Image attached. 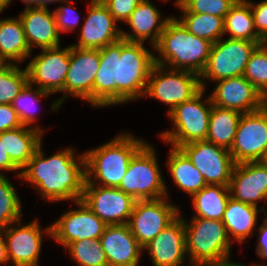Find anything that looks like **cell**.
I'll use <instances>...</instances> for the list:
<instances>
[{
	"instance_id": "1",
	"label": "cell",
	"mask_w": 267,
	"mask_h": 266,
	"mask_svg": "<svg viewBox=\"0 0 267 266\" xmlns=\"http://www.w3.org/2000/svg\"><path fill=\"white\" fill-rule=\"evenodd\" d=\"M94 81V106L123 104L144 97L155 55L142 42L125 39L99 49Z\"/></svg>"
},
{
	"instance_id": "2",
	"label": "cell",
	"mask_w": 267,
	"mask_h": 266,
	"mask_svg": "<svg viewBox=\"0 0 267 266\" xmlns=\"http://www.w3.org/2000/svg\"><path fill=\"white\" fill-rule=\"evenodd\" d=\"M42 143L17 175L34 185L47 201L81 200L86 182L85 154L74 157L73 148H66L44 158ZM78 161V162H77Z\"/></svg>"
},
{
	"instance_id": "3",
	"label": "cell",
	"mask_w": 267,
	"mask_h": 266,
	"mask_svg": "<svg viewBox=\"0 0 267 266\" xmlns=\"http://www.w3.org/2000/svg\"><path fill=\"white\" fill-rule=\"evenodd\" d=\"M213 43L187 31L176 17H169L154 49L155 64L172 69L187 70L199 76L204 71ZM161 57V58H160ZM168 63V64H167Z\"/></svg>"
},
{
	"instance_id": "4",
	"label": "cell",
	"mask_w": 267,
	"mask_h": 266,
	"mask_svg": "<svg viewBox=\"0 0 267 266\" xmlns=\"http://www.w3.org/2000/svg\"><path fill=\"white\" fill-rule=\"evenodd\" d=\"M146 141L122 134L110 142L85 152L86 182L85 184L101 187L117 188L126 174L133 155ZM95 180V181H94Z\"/></svg>"
},
{
	"instance_id": "5",
	"label": "cell",
	"mask_w": 267,
	"mask_h": 266,
	"mask_svg": "<svg viewBox=\"0 0 267 266\" xmlns=\"http://www.w3.org/2000/svg\"><path fill=\"white\" fill-rule=\"evenodd\" d=\"M186 253L192 266H200L229 259L231 240L220 220L193 218L185 222Z\"/></svg>"
},
{
	"instance_id": "6",
	"label": "cell",
	"mask_w": 267,
	"mask_h": 266,
	"mask_svg": "<svg viewBox=\"0 0 267 266\" xmlns=\"http://www.w3.org/2000/svg\"><path fill=\"white\" fill-rule=\"evenodd\" d=\"M204 91L205 89L201 88L193 97L168 113L175 128L161 133L160 137L166 143H171L172 147L179 148L184 144L206 140L212 100L209 96L206 102L201 101Z\"/></svg>"
},
{
	"instance_id": "7",
	"label": "cell",
	"mask_w": 267,
	"mask_h": 266,
	"mask_svg": "<svg viewBox=\"0 0 267 266\" xmlns=\"http://www.w3.org/2000/svg\"><path fill=\"white\" fill-rule=\"evenodd\" d=\"M154 148L145 143L132 157L126 174L117 187L135 200H155L167 197Z\"/></svg>"
},
{
	"instance_id": "8",
	"label": "cell",
	"mask_w": 267,
	"mask_h": 266,
	"mask_svg": "<svg viewBox=\"0 0 267 266\" xmlns=\"http://www.w3.org/2000/svg\"><path fill=\"white\" fill-rule=\"evenodd\" d=\"M264 41H247L239 39H219L212 45L209 59L201 73L200 85L205 89L204 81L244 76L246 65L255 48Z\"/></svg>"
},
{
	"instance_id": "9",
	"label": "cell",
	"mask_w": 267,
	"mask_h": 266,
	"mask_svg": "<svg viewBox=\"0 0 267 266\" xmlns=\"http://www.w3.org/2000/svg\"><path fill=\"white\" fill-rule=\"evenodd\" d=\"M155 64L150 72L144 96H150L170 106L168 113L177 105L189 100L200 89V77L197 73L169 69ZM166 71V72H165Z\"/></svg>"
},
{
	"instance_id": "10",
	"label": "cell",
	"mask_w": 267,
	"mask_h": 266,
	"mask_svg": "<svg viewBox=\"0 0 267 266\" xmlns=\"http://www.w3.org/2000/svg\"><path fill=\"white\" fill-rule=\"evenodd\" d=\"M235 164L264 161L267 156V104L243 113L229 149Z\"/></svg>"
},
{
	"instance_id": "11",
	"label": "cell",
	"mask_w": 267,
	"mask_h": 266,
	"mask_svg": "<svg viewBox=\"0 0 267 266\" xmlns=\"http://www.w3.org/2000/svg\"><path fill=\"white\" fill-rule=\"evenodd\" d=\"M179 149L204 177L207 185L229 186L235 162L228 149L209 141H195Z\"/></svg>"
},
{
	"instance_id": "12",
	"label": "cell",
	"mask_w": 267,
	"mask_h": 266,
	"mask_svg": "<svg viewBox=\"0 0 267 266\" xmlns=\"http://www.w3.org/2000/svg\"><path fill=\"white\" fill-rule=\"evenodd\" d=\"M100 67L99 49L71 46L70 64L64 83V97L52 103L51 109L60 107L65 97L72 95L94 106V81Z\"/></svg>"
},
{
	"instance_id": "13",
	"label": "cell",
	"mask_w": 267,
	"mask_h": 266,
	"mask_svg": "<svg viewBox=\"0 0 267 266\" xmlns=\"http://www.w3.org/2000/svg\"><path fill=\"white\" fill-rule=\"evenodd\" d=\"M136 200L128 225L132 235L145 247L180 214L177 206L165 200Z\"/></svg>"
},
{
	"instance_id": "14",
	"label": "cell",
	"mask_w": 267,
	"mask_h": 266,
	"mask_svg": "<svg viewBox=\"0 0 267 266\" xmlns=\"http://www.w3.org/2000/svg\"><path fill=\"white\" fill-rule=\"evenodd\" d=\"M75 203L80 209L65 212L58 221L43 231L64 247L73 241L99 240L107 227V224L92 212L82 200Z\"/></svg>"
},
{
	"instance_id": "15",
	"label": "cell",
	"mask_w": 267,
	"mask_h": 266,
	"mask_svg": "<svg viewBox=\"0 0 267 266\" xmlns=\"http://www.w3.org/2000/svg\"><path fill=\"white\" fill-rule=\"evenodd\" d=\"M81 200L107 225L128 224L136 200L119 188L85 184Z\"/></svg>"
},
{
	"instance_id": "16",
	"label": "cell",
	"mask_w": 267,
	"mask_h": 266,
	"mask_svg": "<svg viewBox=\"0 0 267 266\" xmlns=\"http://www.w3.org/2000/svg\"><path fill=\"white\" fill-rule=\"evenodd\" d=\"M42 53L30 61L26 69L31 85H38L49 93L64 92V83L70 64L71 46L42 49Z\"/></svg>"
},
{
	"instance_id": "17",
	"label": "cell",
	"mask_w": 267,
	"mask_h": 266,
	"mask_svg": "<svg viewBox=\"0 0 267 266\" xmlns=\"http://www.w3.org/2000/svg\"><path fill=\"white\" fill-rule=\"evenodd\" d=\"M87 10L88 16L81 28L79 43L72 46L102 49L122 39V31L116 26L117 21L101 0H91Z\"/></svg>"
},
{
	"instance_id": "18",
	"label": "cell",
	"mask_w": 267,
	"mask_h": 266,
	"mask_svg": "<svg viewBox=\"0 0 267 266\" xmlns=\"http://www.w3.org/2000/svg\"><path fill=\"white\" fill-rule=\"evenodd\" d=\"M229 192L233 200L257 207V202L264 199L267 205V163L256 161L235 164Z\"/></svg>"
},
{
	"instance_id": "19",
	"label": "cell",
	"mask_w": 267,
	"mask_h": 266,
	"mask_svg": "<svg viewBox=\"0 0 267 266\" xmlns=\"http://www.w3.org/2000/svg\"><path fill=\"white\" fill-rule=\"evenodd\" d=\"M210 95L212 104L221 108L249 113L261 109L267 100L244 76L217 81Z\"/></svg>"
},
{
	"instance_id": "20",
	"label": "cell",
	"mask_w": 267,
	"mask_h": 266,
	"mask_svg": "<svg viewBox=\"0 0 267 266\" xmlns=\"http://www.w3.org/2000/svg\"><path fill=\"white\" fill-rule=\"evenodd\" d=\"M2 228L8 259L15 266H37L42 245V232L37 220L30 224Z\"/></svg>"
},
{
	"instance_id": "21",
	"label": "cell",
	"mask_w": 267,
	"mask_h": 266,
	"mask_svg": "<svg viewBox=\"0 0 267 266\" xmlns=\"http://www.w3.org/2000/svg\"><path fill=\"white\" fill-rule=\"evenodd\" d=\"M145 249L149 251L154 266H182L186 254L184 219L179 215L143 247Z\"/></svg>"
},
{
	"instance_id": "22",
	"label": "cell",
	"mask_w": 267,
	"mask_h": 266,
	"mask_svg": "<svg viewBox=\"0 0 267 266\" xmlns=\"http://www.w3.org/2000/svg\"><path fill=\"white\" fill-rule=\"evenodd\" d=\"M108 266H138L143 247L128 224L107 225L100 236Z\"/></svg>"
},
{
	"instance_id": "23",
	"label": "cell",
	"mask_w": 267,
	"mask_h": 266,
	"mask_svg": "<svg viewBox=\"0 0 267 266\" xmlns=\"http://www.w3.org/2000/svg\"><path fill=\"white\" fill-rule=\"evenodd\" d=\"M26 42L42 49L60 46V35L57 29L54 11L48 7H26L19 15Z\"/></svg>"
},
{
	"instance_id": "24",
	"label": "cell",
	"mask_w": 267,
	"mask_h": 266,
	"mask_svg": "<svg viewBox=\"0 0 267 266\" xmlns=\"http://www.w3.org/2000/svg\"><path fill=\"white\" fill-rule=\"evenodd\" d=\"M168 20V17L160 20V12L156 6L149 0H142L125 22L131 26L132 32L122 31V39L144 43L150 37L151 44L155 46Z\"/></svg>"
},
{
	"instance_id": "25",
	"label": "cell",
	"mask_w": 267,
	"mask_h": 266,
	"mask_svg": "<svg viewBox=\"0 0 267 266\" xmlns=\"http://www.w3.org/2000/svg\"><path fill=\"white\" fill-rule=\"evenodd\" d=\"M43 129L40 127L22 126L0 133L5 152L9 154L12 162L22 170L41 144Z\"/></svg>"
},
{
	"instance_id": "26",
	"label": "cell",
	"mask_w": 267,
	"mask_h": 266,
	"mask_svg": "<svg viewBox=\"0 0 267 266\" xmlns=\"http://www.w3.org/2000/svg\"><path fill=\"white\" fill-rule=\"evenodd\" d=\"M20 18L0 20V63L22 62L31 56ZM9 60V61H8ZM8 61V62H7Z\"/></svg>"
},
{
	"instance_id": "27",
	"label": "cell",
	"mask_w": 267,
	"mask_h": 266,
	"mask_svg": "<svg viewBox=\"0 0 267 266\" xmlns=\"http://www.w3.org/2000/svg\"><path fill=\"white\" fill-rule=\"evenodd\" d=\"M258 208L243 202L229 198L222 217V222L227 230L229 238L231 235L236 241L242 243L246 237L253 235V228L258 219Z\"/></svg>"
},
{
	"instance_id": "28",
	"label": "cell",
	"mask_w": 267,
	"mask_h": 266,
	"mask_svg": "<svg viewBox=\"0 0 267 266\" xmlns=\"http://www.w3.org/2000/svg\"><path fill=\"white\" fill-rule=\"evenodd\" d=\"M242 113L212 104L206 141L230 149L237 131Z\"/></svg>"
},
{
	"instance_id": "29",
	"label": "cell",
	"mask_w": 267,
	"mask_h": 266,
	"mask_svg": "<svg viewBox=\"0 0 267 266\" xmlns=\"http://www.w3.org/2000/svg\"><path fill=\"white\" fill-rule=\"evenodd\" d=\"M167 160V166L175 184L192 196L204 188L207 183L198 169L179 149L172 147Z\"/></svg>"
},
{
	"instance_id": "30",
	"label": "cell",
	"mask_w": 267,
	"mask_h": 266,
	"mask_svg": "<svg viewBox=\"0 0 267 266\" xmlns=\"http://www.w3.org/2000/svg\"><path fill=\"white\" fill-rule=\"evenodd\" d=\"M191 197L196 210L193 218L222 221L226 204L230 198L229 186L206 185Z\"/></svg>"
},
{
	"instance_id": "31",
	"label": "cell",
	"mask_w": 267,
	"mask_h": 266,
	"mask_svg": "<svg viewBox=\"0 0 267 266\" xmlns=\"http://www.w3.org/2000/svg\"><path fill=\"white\" fill-rule=\"evenodd\" d=\"M230 33L231 39L263 41L254 30L253 15L249 1L237 0L224 17V35Z\"/></svg>"
},
{
	"instance_id": "32",
	"label": "cell",
	"mask_w": 267,
	"mask_h": 266,
	"mask_svg": "<svg viewBox=\"0 0 267 266\" xmlns=\"http://www.w3.org/2000/svg\"><path fill=\"white\" fill-rule=\"evenodd\" d=\"M178 20L188 32L213 44L224 35V19L219 16L200 13H183Z\"/></svg>"
},
{
	"instance_id": "33",
	"label": "cell",
	"mask_w": 267,
	"mask_h": 266,
	"mask_svg": "<svg viewBox=\"0 0 267 266\" xmlns=\"http://www.w3.org/2000/svg\"><path fill=\"white\" fill-rule=\"evenodd\" d=\"M28 82L27 69L19 68L16 63H1L0 104H11Z\"/></svg>"
},
{
	"instance_id": "34",
	"label": "cell",
	"mask_w": 267,
	"mask_h": 266,
	"mask_svg": "<svg viewBox=\"0 0 267 266\" xmlns=\"http://www.w3.org/2000/svg\"><path fill=\"white\" fill-rule=\"evenodd\" d=\"M79 266H108L100 240L73 241L66 246Z\"/></svg>"
},
{
	"instance_id": "35",
	"label": "cell",
	"mask_w": 267,
	"mask_h": 266,
	"mask_svg": "<svg viewBox=\"0 0 267 266\" xmlns=\"http://www.w3.org/2000/svg\"><path fill=\"white\" fill-rule=\"evenodd\" d=\"M17 195L7 177L0 175V229L21 222V204Z\"/></svg>"
},
{
	"instance_id": "36",
	"label": "cell",
	"mask_w": 267,
	"mask_h": 266,
	"mask_svg": "<svg viewBox=\"0 0 267 266\" xmlns=\"http://www.w3.org/2000/svg\"><path fill=\"white\" fill-rule=\"evenodd\" d=\"M244 77L267 100V43L255 48L246 65Z\"/></svg>"
},
{
	"instance_id": "37",
	"label": "cell",
	"mask_w": 267,
	"mask_h": 266,
	"mask_svg": "<svg viewBox=\"0 0 267 266\" xmlns=\"http://www.w3.org/2000/svg\"><path fill=\"white\" fill-rule=\"evenodd\" d=\"M51 94L52 93L44 91L40 88L33 90L32 85L29 82L24 86V88L11 103L12 108L16 111L23 126H30L31 128V124L37 120L35 118V114L32 112L36 102H38L41 97H48Z\"/></svg>"
},
{
	"instance_id": "38",
	"label": "cell",
	"mask_w": 267,
	"mask_h": 266,
	"mask_svg": "<svg viewBox=\"0 0 267 266\" xmlns=\"http://www.w3.org/2000/svg\"><path fill=\"white\" fill-rule=\"evenodd\" d=\"M237 0H188L180 6L182 13H200L224 17Z\"/></svg>"
},
{
	"instance_id": "39",
	"label": "cell",
	"mask_w": 267,
	"mask_h": 266,
	"mask_svg": "<svg viewBox=\"0 0 267 266\" xmlns=\"http://www.w3.org/2000/svg\"><path fill=\"white\" fill-rule=\"evenodd\" d=\"M142 0H101L117 22L124 23Z\"/></svg>"
},
{
	"instance_id": "40",
	"label": "cell",
	"mask_w": 267,
	"mask_h": 266,
	"mask_svg": "<svg viewBox=\"0 0 267 266\" xmlns=\"http://www.w3.org/2000/svg\"><path fill=\"white\" fill-rule=\"evenodd\" d=\"M61 2H63V4L66 3V6H61L54 10L59 34L60 31L66 32L74 30L75 26L79 22V13L76 12L72 7L67 6L71 5L70 2L68 0H62ZM75 14H77V16Z\"/></svg>"
},
{
	"instance_id": "41",
	"label": "cell",
	"mask_w": 267,
	"mask_h": 266,
	"mask_svg": "<svg viewBox=\"0 0 267 266\" xmlns=\"http://www.w3.org/2000/svg\"><path fill=\"white\" fill-rule=\"evenodd\" d=\"M249 3L253 15L254 29L257 35L265 41L267 39V0L256 5L252 2Z\"/></svg>"
},
{
	"instance_id": "42",
	"label": "cell",
	"mask_w": 267,
	"mask_h": 266,
	"mask_svg": "<svg viewBox=\"0 0 267 266\" xmlns=\"http://www.w3.org/2000/svg\"><path fill=\"white\" fill-rule=\"evenodd\" d=\"M22 123L11 104H0V133L22 127Z\"/></svg>"
},
{
	"instance_id": "43",
	"label": "cell",
	"mask_w": 267,
	"mask_h": 266,
	"mask_svg": "<svg viewBox=\"0 0 267 266\" xmlns=\"http://www.w3.org/2000/svg\"><path fill=\"white\" fill-rule=\"evenodd\" d=\"M260 207V212H264L265 219H263V224L260 225L258 232L260 236L258 237L259 242L256 247V253L263 259L267 258V214L265 209Z\"/></svg>"
},
{
	"instance_id": "44",
	"label": "cell",
	"mask_w": 267,
	"mask_h": 266,
	"mask_svg": "<svg viewBox=\"0 0 267 266\" xmlns=\"http://www.w3.org/2000/svg\"><path fill=\"white\" fill-rule=\"evenodd\" d=\"M1 170L7 171H16L20 170L11 160L8 153L5 152V148L3 147V140H0V172ZM0 175H4L0 173Z\"/></svg>"
},
{
	"instance_id": "45",
	"label": "cell",
	"mask_w": 267,
	"mask_h": 266,
	"mask_svg": "<svg viewBox=\"0 0 267 266\" xmlns=\"http://www.w3.org/2000/svg\"><path fill=\"white\" fill-rule=\"evenodd\" d=\"M8 261L7 245L0 229V264L7 263Z\"/></svg>"
},
{
	"instance_id": "46",
	"label": "cell",
	"mask_w": 267,
	"mask_h": 266,
	"mask_svg": "<svg viewBox=\"0 0 267 266\" xmlns=\"http://www.w3.org/2000/svg\"><path fill=\"white\" fill-rule=\"evenodd\" d=\"M23 3H25L26 7H47V4L50 2H61L62 0H21Z\"/></svg>"
},
{
	"instance_id": "47",
	"label": "cell",
	"mask_w": 267,
	"mask_h": 266,
	"mask_svg": "<svg viewBox=\"0 0 267 266\" xmlns=\"http://www.w3.org/2000/svg\"><path fill=\"white\" fill-rule=\"evenodd\" d=\"M200 266H244L243 264L240 263H235L231 262L228 259L220 262H215V263H208Z\"/></svg>"
},
{
	"instance_id": "48",
	"label": "cell",
	"mask_w": 267,
	"mask_h": 266,
	"mask_svg": "<svg viewBox=\"0 0 267 266\" xmlns=\"http://www.w3.org/2000/svg\"><path fill=\"white\" fill-rule=\"evenodd\" d=\"M11 0H0V13L10 4Z\"/></svg>"
},
{
	"instance_id": "49",
	"label": "cell",
	"mask_w": 267,
	"mask_h": 266,
	"mask_svg": "<svg viewBox=\"0 0 267 266\" xmlns=\"http://www.w3.org/2000/svg\"><path fill=\"white\" fill-rule=\"evenodd\" d=\"M187 1H188V0H177V1H176V5H177L178 7H180V6L184 5Z\"/></svg>"
},
{
	"instance_id": "50",
	"label": "cell",
	"mask_w": 267,
	"mask_h": 266,
	"mask_svg": "<svg viewBox=\"0 0 267 266\" xmlns=\"http://www.w3.org/2000/svg\"><path fill=\"white\" fill-rule=\"evenodd\" d=\"M253 266H266V265L265 264L264 265L263 264L261 265V264H256L255 263Z\"/></svg>"
}]
</instances>
